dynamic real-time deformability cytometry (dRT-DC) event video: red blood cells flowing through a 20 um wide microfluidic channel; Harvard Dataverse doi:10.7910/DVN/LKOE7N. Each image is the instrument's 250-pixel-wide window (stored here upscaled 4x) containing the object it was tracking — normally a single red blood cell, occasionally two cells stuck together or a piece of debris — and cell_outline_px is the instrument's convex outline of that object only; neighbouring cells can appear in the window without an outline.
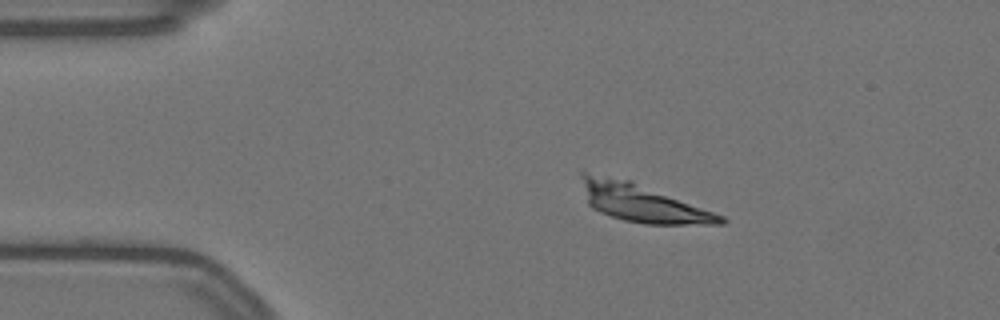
{"species": "Egyptian fruit bat (a non-hibernating species)", "species_latin": "Rousettus aegyptiacus", "temperature_condition": "warm", "stored_images_in_passage": 13, "camera_frame_rate_fps": 3000, "um_per_image_px": 0.085, "animal": {"sex": "female"}, "frame": {"image": 1, "passage_image": 3, "time_ms": 0.667, "image_size_px": [1000, 320], "cell_outline_px": [[728, 220], [724, 224], [644, 224], [624, 220], [600, 212], [592, 208], [588, 204], [580, 176], [580, 172], [584, 172], [632, 180], [724, 216]], "centroid_in_image_um": [54.59, 17.24], "position_along_channel_um": 30.4, "area_um2": 30.58}}